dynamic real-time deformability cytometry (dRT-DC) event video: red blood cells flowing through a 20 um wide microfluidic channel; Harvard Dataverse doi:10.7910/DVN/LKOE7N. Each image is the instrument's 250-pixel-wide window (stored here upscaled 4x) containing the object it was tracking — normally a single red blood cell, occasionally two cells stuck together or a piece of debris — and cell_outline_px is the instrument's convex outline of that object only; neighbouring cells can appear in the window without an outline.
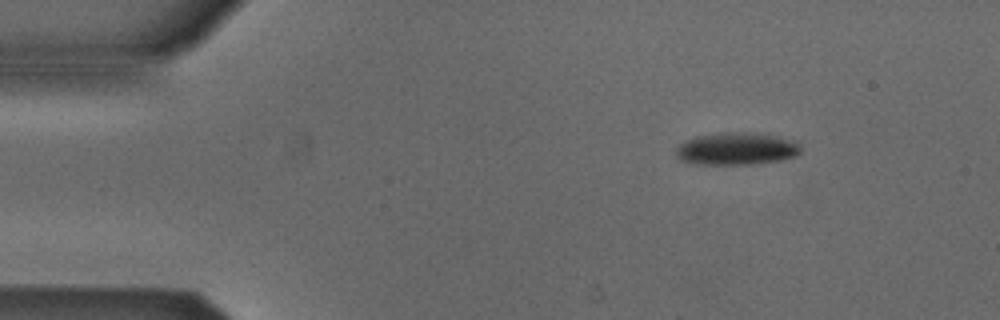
{"species": "Egyptian fruit bat (a non-hibernating species)", "species_latin": "Rousettus aegyptiacus", "temperature_condition": "cold", "stored_images_in_passage": 48, "segment_of_instrument_passage": [1, 2], "camera_frame_rate_fps": 3000, "um_per_image_px": 0.085, "animal": {"sex": "male"}, "frame": {"image": 1, "passage_image": 1, "time_ms": 0.0, "image_size_px": [1000, 320], "cell_outline_px": [[800, 152], [796, 156], [780, 160], [752, 164], [696, 164], [680, 160], [676, 156], [676, 148], [680, 144], [696, 136], [728, 132], [776, 136], [796, 140], [800, 148]], "centroid_in_image_um": [62.6, 12.66], "position_along_channel_um": 22.4, "area_um2": 23.18}}
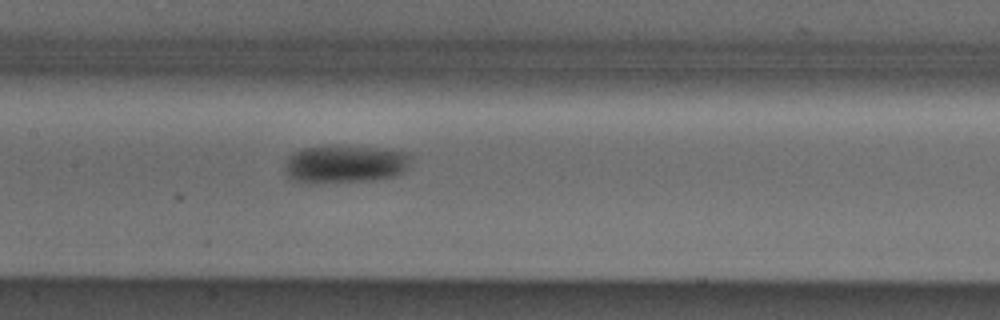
{"frame": {"image": 2, "passage_image": 19, "time_ms": 6.0, "image_size_px": [1000, 320], "cell_outline_px": [[412, 156], [408, 168], [404, 172], [396, 176], [376, 180], [320, 184], [304, 184], [292, 180], [284, 172], [284, 164], [288, 156], [292, 152], [304, 148], [332, 144], [336, 144], [384, 148], [412, 152]], "centroid_in_image_um": [29.33, 13.94], "position_along_channel_um": 178.1, "area_um2": 29.48}}
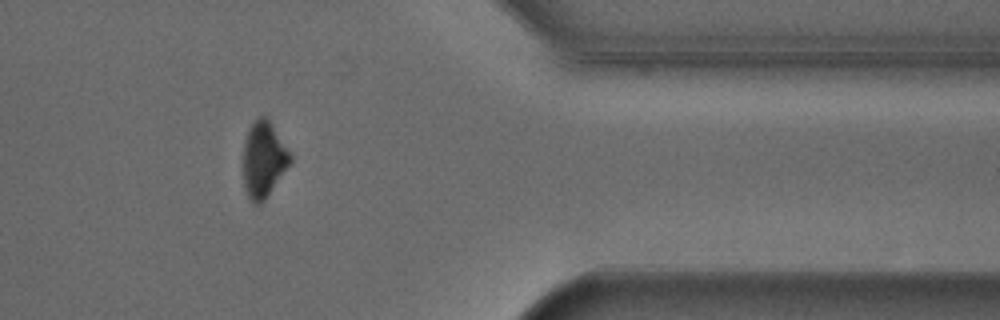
{"frame": {"image": 3, "passage_image": 37, "time_ms": 12.0, "image_size_px": [1000, 320], "cell_outline_px": [[292, 160], [264, 200], [260, 204], [256, 204], [248, 196], [244, 188], [244, 144], [248, 132], [252, 124], [260, 116], [268, 116], [292, 156]], "centroid_in_image_um": [22.41, 13.53], "position_along_channel_um": 389.0, "area_um2": 20.35}}